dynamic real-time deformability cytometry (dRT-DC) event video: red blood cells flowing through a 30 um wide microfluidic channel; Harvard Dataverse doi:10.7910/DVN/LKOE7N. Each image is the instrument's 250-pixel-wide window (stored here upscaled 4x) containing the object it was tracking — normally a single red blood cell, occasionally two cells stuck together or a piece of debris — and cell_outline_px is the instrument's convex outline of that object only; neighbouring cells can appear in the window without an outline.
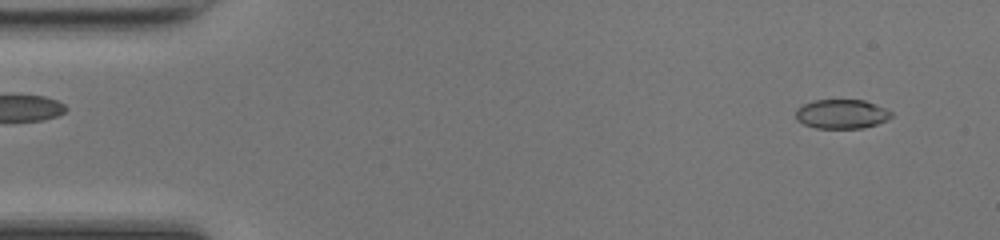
{"species": "common noctule bat (a hibernating species)", "species_latin": "Nyctalus noctula", "temperature_condition": "room temperature", "stored_images_in_passage": 47, "camera_frame_rate_fps": 3000, "um_per_image_px": 0.085, "animal": {"sex": "female", "body_mass_g": 17.0, "forearm_length_mm": 48.0}, "frame": {"image": 1, "passage_image": 3, "time_ms": 0.667, "image_size_px": [1000, 240], "cell_outline_px": [[892, 116], [888, 120], [864, 128], [816, 128], [804, 124], [796, 120], [796, 108], [800, 104], [812, 100], [864, 100], [876, 104], [892, 112]], "centroid_in_image_um": [71.51, 9.68], "position_along_channel_um": 13.5, "area_um2": 16.47}}
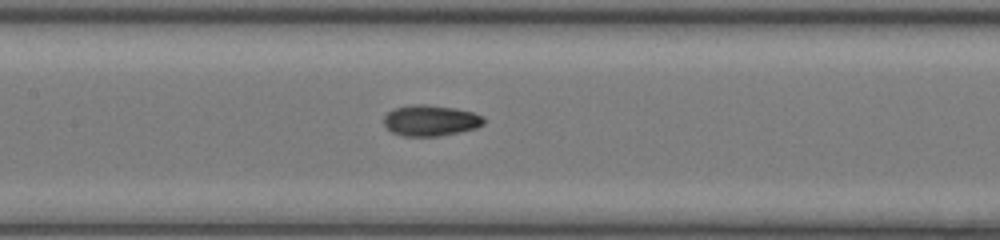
{"frame": {"image": 2, "passage_image": 22, "time_ms": 7.0, "image_size_px": [1000, 240], "cell_outline_px": [[484, 124], [476, 128], [460, 132], [440, 136], [404, 136], [392, 132], [384, 124], [384, 116], [392, 108], [412, 104], [424, 104], [456, 108], [472, 112], [480, 116], [484, 120]], "centroid_in_image_um": [36.57, 10.24], "position_along_channel_um": 170.8, "area_um2": 18.03}}
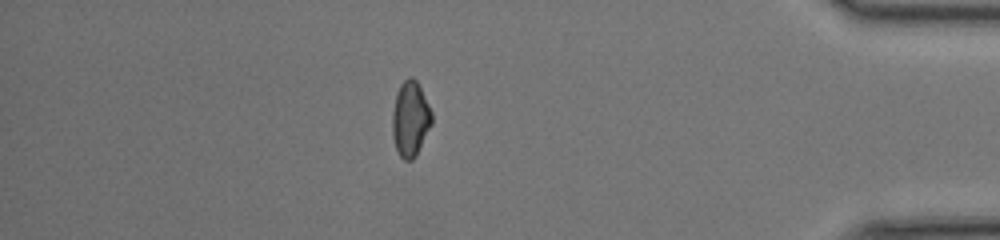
{"frame": {"image": 3, "passage_image": 41, "time_ms": 13.333, "image_size_px": [1000, 240], "cell_outline_px": [[432, 124], [416, 156], [412, 160], [404, 160], [400, 156], [396, 148], [392, 136], [392, 116], [396, 96], [400, 84], [408, 76], [412, 76], [416, 80], [432, 112]], "centroid_in_image_um": [34.88, 10.12], "position_along_channel_um": 400.3, "area_um2": 17.22}, "authors_computed_cell_mechanics": {"area_um2": 17.1088, "velocity_mm_per_s": 4.3262, "shape_relaxation_time_tau1_ms": 5.2524, "shape_relaxation_time_tau2_ms": 2.0843, "deformation_change_tau1": 0.1261, "deformation_change_tau2": 0.0578}}